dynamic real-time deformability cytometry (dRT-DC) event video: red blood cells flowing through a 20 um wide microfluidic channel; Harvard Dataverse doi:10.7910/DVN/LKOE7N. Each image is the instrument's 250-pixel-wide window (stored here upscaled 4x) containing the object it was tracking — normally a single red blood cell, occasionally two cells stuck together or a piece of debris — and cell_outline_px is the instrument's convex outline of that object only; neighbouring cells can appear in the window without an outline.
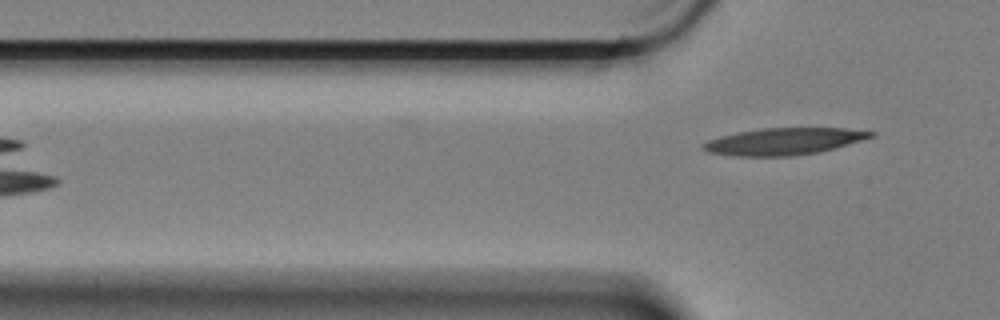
{"species": "Egyptian fruit bat (a non-hibernating species)", "species_latin": "Rousettus aegyptiacus", "temperature_condition": "cold", "stored_images_in_passage": 3, "camera_frame_rate_fps": 3000, "um_per_image_px": 0.085, "animal": {"sex": "female"}, "frame": {"image": 1, "passage_image": 3, "time_ms": 0.667, "image_size_px": [1000, 320], "cell_outline_px": [[876, 136], [864, 140], [820, 152], [792, 156], [736, 156], [708, 152], [700, 148], [700, 144], [708, 140], [720, 136], [736, 132], [760, 128], [844, 128], [876, 132]], "centroid_in_image_um": [66.62, 12.01], "position_along_channel_um": 59.2, "area_um2": 26.53}}